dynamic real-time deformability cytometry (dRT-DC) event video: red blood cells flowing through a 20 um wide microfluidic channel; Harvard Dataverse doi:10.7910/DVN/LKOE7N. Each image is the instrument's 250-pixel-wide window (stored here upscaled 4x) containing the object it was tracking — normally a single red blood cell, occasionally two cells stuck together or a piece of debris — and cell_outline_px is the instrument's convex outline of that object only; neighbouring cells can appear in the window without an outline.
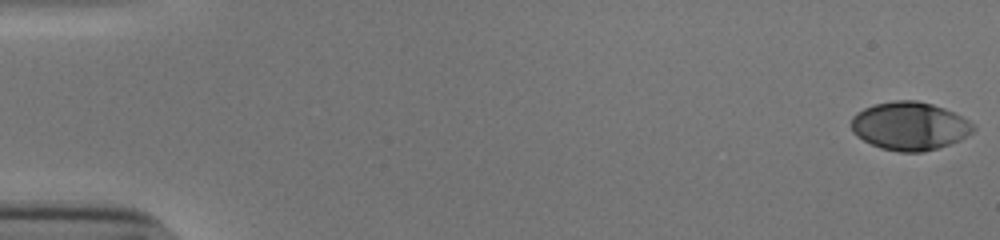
{"species": "human", "species_latin": "Homo sapiens", "temperature_condition": "cold", "stored_images_in_passage": 54, "camera_frame_rate_fps": 3000, "um_per_image_px": 0.085, "donor": {"sex": "male"}, "frame": {"image": 1, "passage_image": 1, "time_ms": 0.0, "image_size_px": [1000, 240], "cell_outline_px": [[976, 128], [972, 132], [960, 140], [924, 152], [900, 152], [880, 148], [856, 136], [852, 132], [852, 116], [856, 112], [872, 104], [892, 100], [916, 100], [932, 104], [944, 108], [968, 120]], "centroid_in_image_um": [77.29, 10.7], "position_along_channel_um": 7.7, "area_um2": 34.28}}
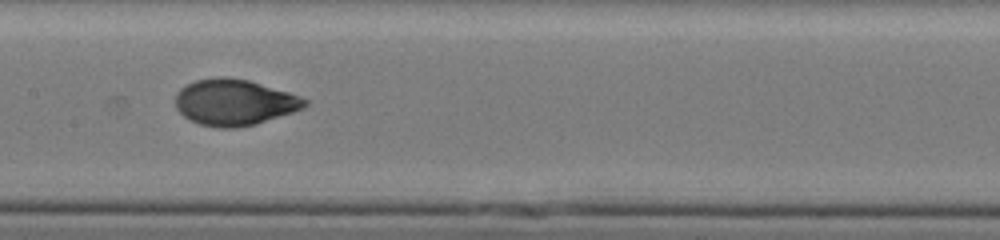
{"frame": {"image": 2, "passage_image": 28, "time_ms": 9.0, "image_size_px": [1000, 240], "cell_outline_px": [[308, 104], [304, 108], [256, 124], [236, 128], [220, 128], [200, 124], [188, 120], [176, 108], [176, 92], [180, 88], [196, 80], [220, 76], [248, 80], [288, 92], [300, 96], [308, 100]], "centroid_in_image_um": [19.91, 8.7], "position_along_channel_um": 187.5, "area_um2": 34.68}}
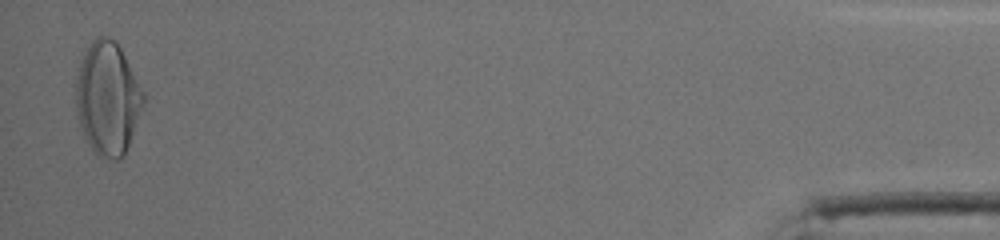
{"frame": {"image": 3, "passage_image": 53, "time_ms": 17.333, "image_size_px": [1000, 240], "cell_outline_px": [[144, 104], [124, 156], [116, 160], [112, 160], [96, 156], [84, 136], [76, 112], [76, 80], [80, 60], [84, 48], [96, 36], [108, 36], [116, 40], [144, 92]], "centroid_in_image_um": [9.13, 8.34], "position_along_channel_um": 426.1, "area_um2": 44.74}, "authors_computed_cell_mechanics": {"area_um2": 34.5066, "velocity_mm_per_s": 3.8554, "shape_relaxation_time_tau1_ms": 3.5834, "shape_relaxation_time_tau2_ms": null, "deformation_change_tau1": 0.1692, "deformation_change_tau2": null}}